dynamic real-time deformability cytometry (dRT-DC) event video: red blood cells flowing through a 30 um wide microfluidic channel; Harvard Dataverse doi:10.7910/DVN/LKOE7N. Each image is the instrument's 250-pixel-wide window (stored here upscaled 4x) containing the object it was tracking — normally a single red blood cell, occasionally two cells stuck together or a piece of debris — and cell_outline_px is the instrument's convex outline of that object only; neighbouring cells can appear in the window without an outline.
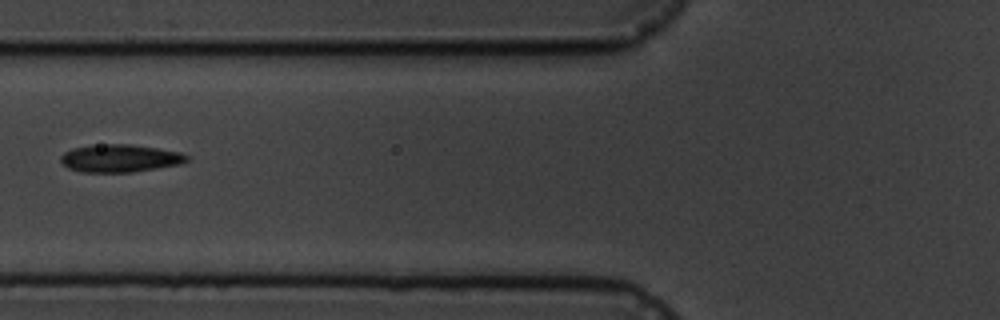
{"species": "common noctule bat (a hibernating species)", "species_latin": "Nyctalus noctula", "temperature_condition": "cold", "stored_images_in_passage": 4, "camera_frame_rate_fps": 3000, "um_per_image_px": 0.085, "animal": {"sex": "male", "body_mass_g": 19.5, "forearm_length_mm": 54.6}, "frame": {"image": 1, "passage_image": 4, "time_ms": 3.333, "image_size_px": [1000, 320], "cell_outline_px": [[188, 160], [180, 164], [132, 172], [80, 172], [68, 168], [60, 160], [60, 156], [64, 152], [72, 148], [108, 144], [128, 144], [156, 148], [180, 152], [188, 156]], "centroid_in_image_um": [10.18, 13.46], "position_along_channel_um": 115.6, "area_um2": 20.11}}